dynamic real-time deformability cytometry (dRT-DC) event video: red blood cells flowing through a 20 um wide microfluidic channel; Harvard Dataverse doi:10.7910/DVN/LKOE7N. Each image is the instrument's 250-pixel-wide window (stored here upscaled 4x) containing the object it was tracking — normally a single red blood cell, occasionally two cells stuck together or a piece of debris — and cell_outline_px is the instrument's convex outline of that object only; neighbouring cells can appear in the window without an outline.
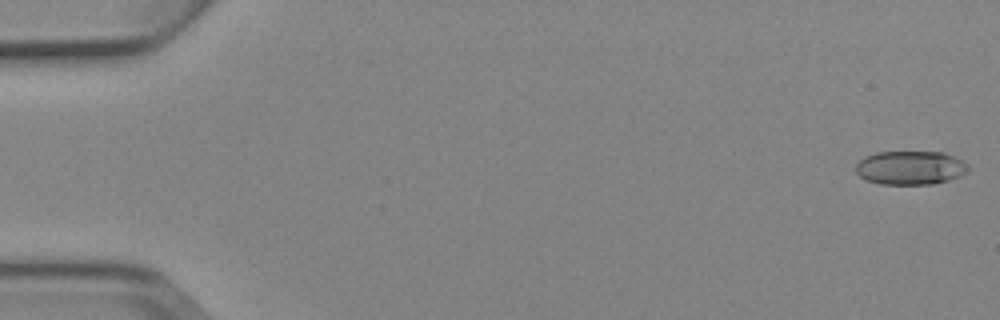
{"species": "Egyptian fruit bat (a non-hibernating species)", "species_latin": "Rousettus aegyptiacus", "temperature_condition": "cold", "stored_images_in_passage": 6, "camera_frame_rate_fps": 3000, "um_per_image_px": 0.085, "animal": {"sex": "female"}, "frame": {"image": 1, "passage_image": 1, "time_ms": 0.0, "image_size_px": [1000, 320], "cell_outline_px": [[968, 172], [960, 176], [948, 180], [932, 184], [880, 184], [868, 180], [860, 176], [856, 172], [856, 164], [864, 156], [876, 152], [944, 152], [968, 164]], "centroid_in_image_um": [77.37, 14.26], "position_along_channel_um": 7.6, "area_um2": 22.08}}
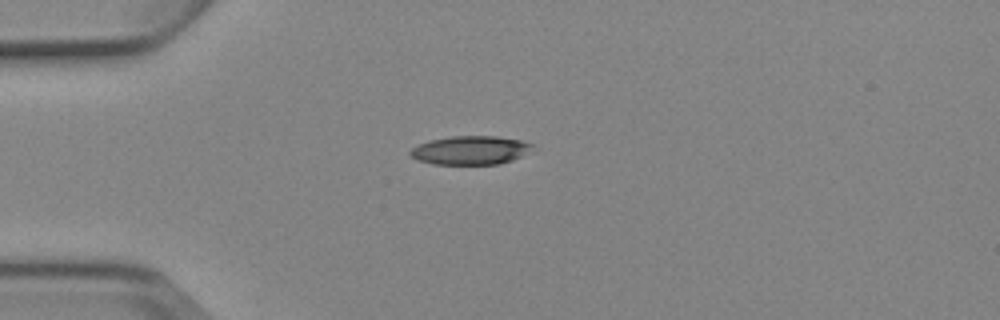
{"frame": {"image": 2, "passage_image": 6, "time_ms": 7.0, "image_size_px": [1000, 320], "cell_outline_px": [[532, 144], [520, 156], [512, 160], [500, 164], [432, 164], [420, 160], [412, 156], [408, 152], [412, 148], [420, 144], [432, 140], [448, 136], [496, 136], [520, 140]], "centroid_in_image_um": [39.93, 12.77], "position_along_channel_um": 45.1, "area_um2": 19.94}}